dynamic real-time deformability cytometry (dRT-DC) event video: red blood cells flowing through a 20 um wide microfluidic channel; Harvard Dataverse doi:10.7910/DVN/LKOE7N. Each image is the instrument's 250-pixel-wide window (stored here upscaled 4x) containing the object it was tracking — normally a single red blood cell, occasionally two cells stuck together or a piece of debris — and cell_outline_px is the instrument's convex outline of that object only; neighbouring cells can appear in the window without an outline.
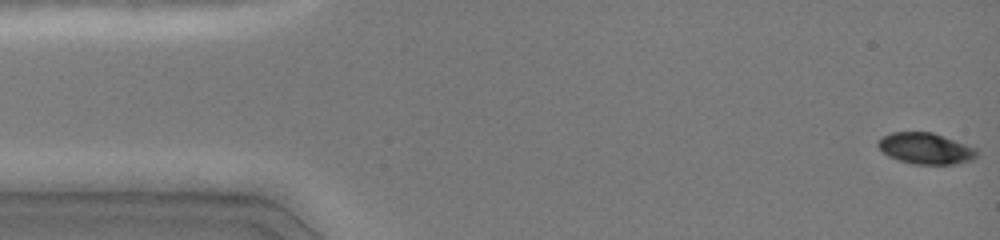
{"species": "common noctule bat (a hibernating species)", "species_latin": "Nyctalus noctula", "temperature_condition": "cold", "stored_images_in_passage": 9, "camera_frame_rate_fps": 3000, "um_per_image_px": 0.085, "animal": {"sex": "female", "body_mass_g": 19.0, "forearm_length_mm": 51.5}, "frame": {"image": 1, "passage_image": 1, "time_ms": 0.0, "image_size_px": [1000, 240], "cell_outline_px": [[976, 156], [972, 160], [956, 164], [912, 164], [888, 156], [876, 144], [880, 136], [892, 132], [932, 132], [976, 148]], "centroid_in_image_um": [78.64, 12.61], "position_along_channel_um": 6.4, "area_um2": 17.86}}